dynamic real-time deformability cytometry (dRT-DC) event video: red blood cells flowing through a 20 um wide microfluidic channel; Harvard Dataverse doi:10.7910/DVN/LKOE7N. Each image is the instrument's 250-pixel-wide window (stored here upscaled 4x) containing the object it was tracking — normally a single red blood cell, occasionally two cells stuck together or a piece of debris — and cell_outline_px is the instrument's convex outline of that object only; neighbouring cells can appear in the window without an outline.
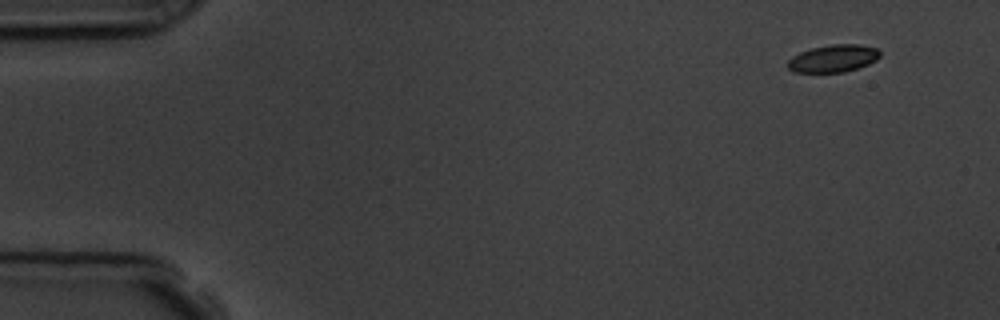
{"species": "common noctule bat (a hibernating species)", "species_latin": "Nyctalus noctula", "temperature_condition": "room temperature", "stored_images_in_passage": 8, "camera_frame_rate_fps": 3000, "um_per_image_px": 0.085, "animal": {"sex": "male", "body_mass_g": 19.5, "forearm_length_mm": 54.6}, "frame": {"image": 1, "passage_image": 1, "time_ms": 0.0, "image_size_px": [1000, 320], "cell_outline_px": [[880, 56], [876, 60], [868, 64], [844, 72], [796, 72], [788, 68], [788, 60], [792, 56], [800, 52], [812, 48], [832, 44], [860, 44], [876, 48], [880, 52]], "centroid_in_image_um": [70.83, 4.96], "position_along_channel_um": 14.2, "area_um2": 14.62}}
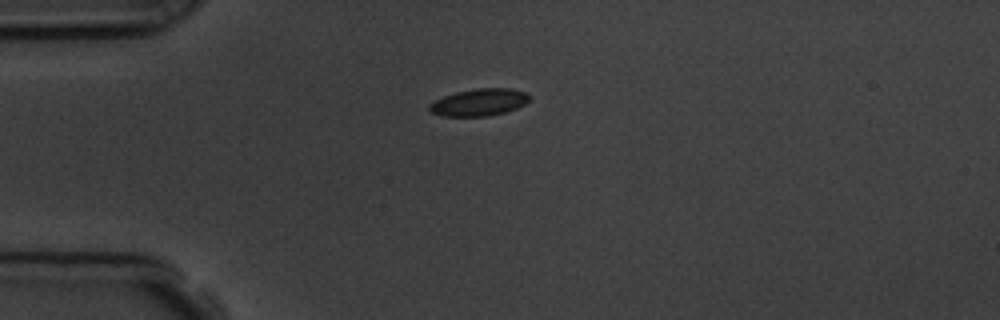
{"frame": {"image": 2, "passage_image": 3, "time_ms": 3.333, "image_size_px": [1000, 320], "cell_outline_px": [[528, 100], [524, 104], [516, 108], [504, 112], [488, 116], [444, 116], [432, 112], [428, 108], [428, 104], [444, 96], [456, 92], [476, 88], [512, 88], [524, 92], [528, 96]], "centroid_in_image_um": [40.7, 8.69], "position_along_channel_um": 44.3, "area_um2": 15.61}}